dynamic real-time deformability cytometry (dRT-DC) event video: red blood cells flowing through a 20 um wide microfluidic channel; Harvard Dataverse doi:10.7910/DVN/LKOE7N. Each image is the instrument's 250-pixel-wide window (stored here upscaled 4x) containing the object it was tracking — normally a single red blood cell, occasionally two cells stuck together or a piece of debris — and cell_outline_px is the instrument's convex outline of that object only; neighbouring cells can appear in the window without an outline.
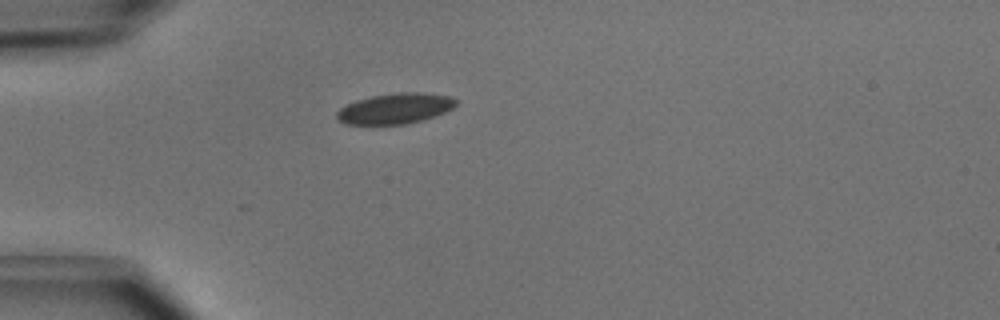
{"species": "common noctule bat (a hibernating species)", "species_latin": "Nyctalus noctula", "temperature_condition": "cold", "stored_images_in_passage": 1, "camera_frame_rate_fps": 3000, "um_per_image_px": 0.085, "animal": {"sex": "male", "body_mass_g": 15.6}, "frame": {"image": 1, "passage_image": 1, "time_ms": 0.0, "image_size_px": [1000, 320], "cell_outline_px": [[456, 104], [452, 108], [444, 112], [424, 120], [408, 124], [344, 124], [336, 116], [336, 112], [340, 108], [356, 100], [372, 96], [400, 92], [420, 92], [452, 96], [456, 100]], "centroid_in_image_um": [33.6, 9.22], "position_along_channel_um": 51.4, "area_um2": 21.15}}